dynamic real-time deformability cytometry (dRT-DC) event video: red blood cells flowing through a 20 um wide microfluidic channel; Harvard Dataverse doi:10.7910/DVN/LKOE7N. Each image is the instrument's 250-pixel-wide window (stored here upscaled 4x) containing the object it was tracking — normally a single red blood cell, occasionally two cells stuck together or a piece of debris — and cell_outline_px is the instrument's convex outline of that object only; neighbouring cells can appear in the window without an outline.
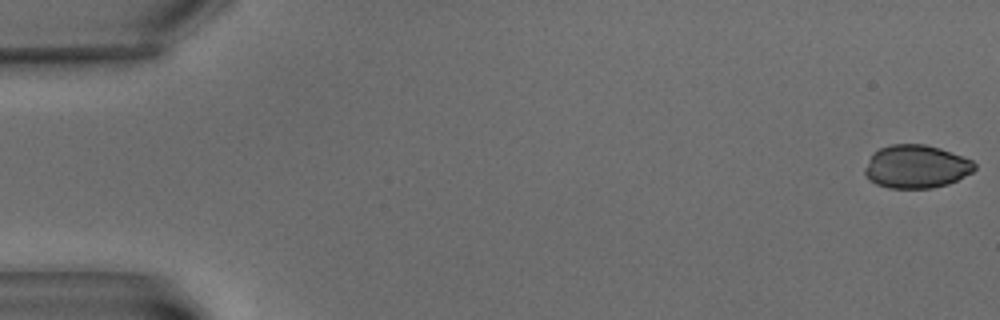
{"species": "common noctule bat (a hibernating species)", "species_latin": "Nyctalus noctula", "temperature_condition": "warm", "stored_images_in_passage": 5, "camera_frame_rate_fps": 3000, "um_per_image_px": 0.085, "animal": {"sex": "male", "body_mass_g": 15.6}, "frame": {"image": 1, "passage_image": 1, "time_ms": 0.0, "image_size_px": [1000, 320], "cell_outline_px": [[976, 168], [972, 172], [948, 184], [932, 188], [888, 188], [876, 184], [864, 172], [864, 168], [872, 152], [880, 148], [892, 144], [924, 144], [940, 148], [972, 160], [976, 164]], "centroid_in_image_um": [77.87, 14.15], "position_along_channel_um": 7.1, "area_um2": 27.57}}